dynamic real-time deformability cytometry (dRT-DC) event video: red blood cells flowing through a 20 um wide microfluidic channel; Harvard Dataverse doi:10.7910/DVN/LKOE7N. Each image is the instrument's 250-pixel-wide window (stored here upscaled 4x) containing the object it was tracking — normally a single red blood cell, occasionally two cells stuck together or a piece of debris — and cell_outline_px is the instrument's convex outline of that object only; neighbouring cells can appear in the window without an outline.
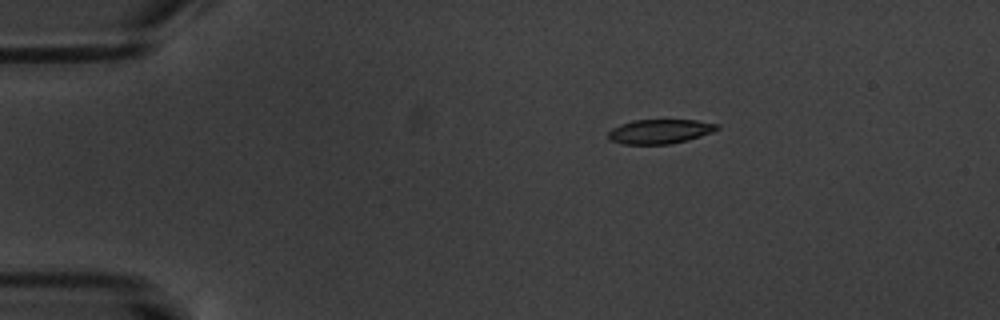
{"species": "common noctule bat (a hibernating species)", "species_latin": "Nyctalus noctula", "temperature_condition": "warm", "stored_images_in_passage": 3, "camera_frame_rate_fps": 3000, "um_per_image_px": 0.085, "animal": {"sex": "male", "body_mass_g": 20.1, "forearm_length_mm": 53.5}, "frame": {"image": 1, "passage_image": 1, "time_ms": 0.0, "image_size_px": [1000, 320], "cell_outline_px": [[720, 128], [712, 132], [688, 140], [668, 144], [620, 144], [608, 140], [608, 132], [612, 128], [620, 124], [632, 120], [696, 120], [720, 124]], "centroid_in_image_um": [56.07, 11.17], "position_along_channel_um": 28.9, "area_um2": 15.61}}